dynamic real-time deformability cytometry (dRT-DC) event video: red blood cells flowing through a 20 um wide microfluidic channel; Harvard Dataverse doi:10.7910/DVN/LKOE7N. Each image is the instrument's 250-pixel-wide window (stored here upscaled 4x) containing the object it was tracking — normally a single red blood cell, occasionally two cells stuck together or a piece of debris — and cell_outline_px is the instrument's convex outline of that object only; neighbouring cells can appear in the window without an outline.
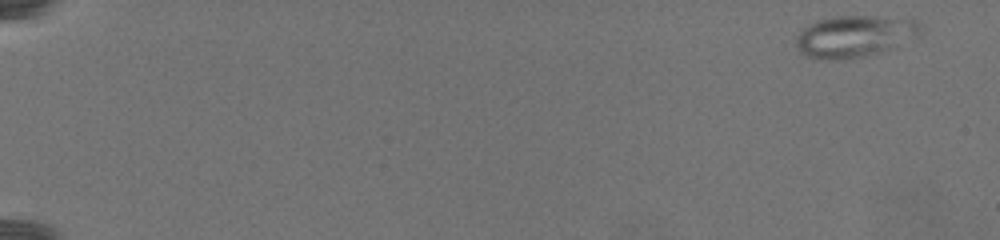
{"species": "common noctule bat (a hibernating species)", "species_latin": "Nyctalus noctula", "temperature_condition": "warm", "stored_images_in_passage": 46, "camera_frame_rate_fps": 3000, "um_per_image_px": 0.085, "animal": {"sex": "female", "body_mass_g": 19.5, "forearm_length_mm": 54.1}, "frame": {"image": 1, "passage_image": 1, "time_ms": 0.0, "image_size_px": [1000, 240], "cell_outline_px": [[924, 28], [920, 36], [896, 48], [860, 56], [808, 56], [800, 52], [796, 44], [796, 36], [808, 24], [816, 20], [832, 16], [872, 16], [916, 20], [924, 24]], "centroid_in_image_um": [72.76, 3.01], "position_along_channel_um": 12.2, "area_um2": 29.71}}
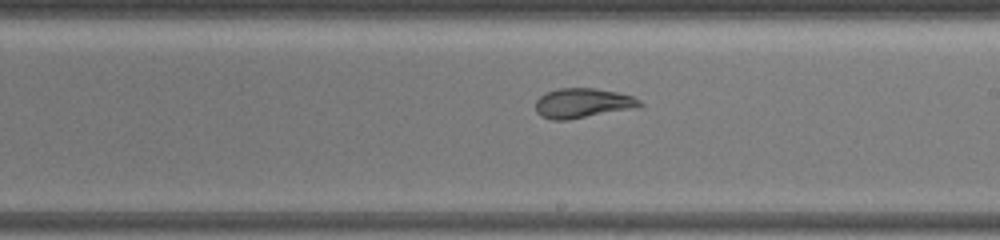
{"frame": {"image": 2, "passage_image": 27, "time_ms": 15.0, "image_size_px": [1000, 240], "cell_outline_px": [[644, 104], [636, 108], [568, 120], [552, 120], [540, 116], [536, 112], [536, 100], [544, 92], [556, 88], [596, 88], [616, 92], [632, 96], [640, 100]], "centroid_in_image_um": [49.5, 8.76], "position_along_channel_um": 239.5, "area_um2": 18.26}}
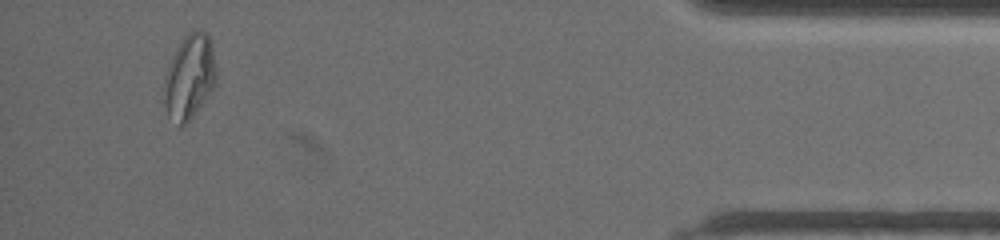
{"frame": {"image": 3, "passage_image": 43, "time_ms": 23.333, "image_size_px": [1000, 240], "cell_outline_px": [[216, 84], [192, 116], [180, 128], [168, 116], [164, 104], [164, 80], [172, 56], [176, 48], [184, 36], [188, 32], [196, 28], [208, 32], [212, 44], [216, 68]], "centroid_in_image_um": [16.11, 6.48], "position_along_channel_um": 419.1, "area_um2": 25.78}}